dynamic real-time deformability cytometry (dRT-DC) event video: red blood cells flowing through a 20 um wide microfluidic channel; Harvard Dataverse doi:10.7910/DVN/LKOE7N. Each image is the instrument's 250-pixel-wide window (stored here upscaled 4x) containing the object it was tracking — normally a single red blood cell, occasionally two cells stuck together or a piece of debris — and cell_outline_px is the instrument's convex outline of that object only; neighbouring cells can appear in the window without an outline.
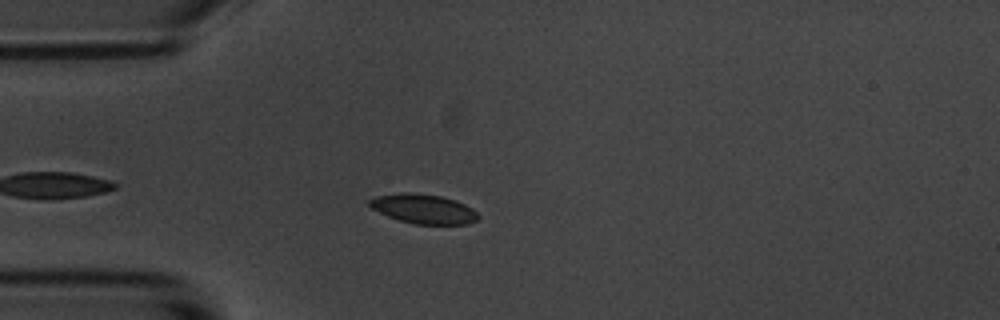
{"species": "common noctule bat (a hibernating species)", "species_latin": "Nyctalus noctula", "temperature_condition": "room temperature", "stored_images_in_passage": 22, "camera_frame_rate_fps": 3000, "um_per_image_px": 0.085, "animal": {"sex": "male", "body_mass_g": 20.1, "forearm_length_mm": 53.5}, "frame": {"image": 1, "passage_image": 7, "time_ms": 2.0, "image_size_px": [1000, 320], "cell_outline_px": [[480, 216], [476, 220], [468, 224], [412, 224], [388, 216], [372, 208], [368, 204], [368, 200], [376, 196], [400, 192], [412, 192], [440, 196], [456, 200], [472, 208]], "centroid_in_image_um": [35.99, 17.75], "position_along_channel_um": 49.0, "area_um2": 18.67}}
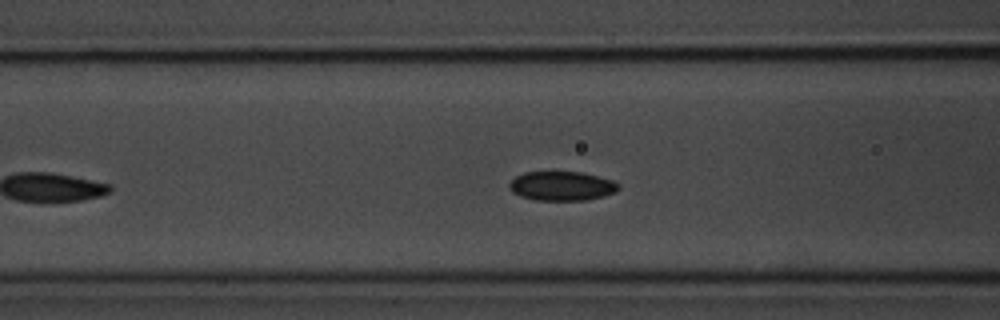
{"frame": {"image": 2, "passage_image": 14, "time_ms": 4.333, "image_size_px": [1000, 320], "cell_outline_px": [[620, 188], [616, 192], [604, 196], [584, 200], [536, 200], [520, 196], [512, 192], [508, 188], [508, 184], [516, 176], [524, 172], [556, 168], [580, 172], [612, 180], [620, 184]], "centroid_in_image_um": [47.71, 15.76], "position_along_channel_um": 118.9, "area_um2": 19.42}}
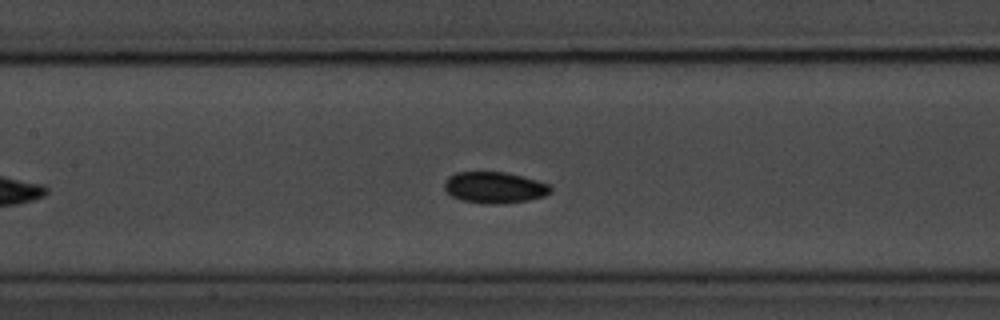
{"frame": {"image": 3, "passage_image": 18, "time_ms": 5.667, "image_size_px": [1000, 320], "cell_outline_px": [[552, 192], [544, 196], [528, 200], [492, 204], [484, 204], [464, 200], [452, 196], [444, 188], [444, 180], [448, 176], [456, 172], [504, 172], [552, 184]], "centroid_in_image_um": [42.04, 15.93], "position_along_channel_um": 165.4, "area_um2": 19.31}}